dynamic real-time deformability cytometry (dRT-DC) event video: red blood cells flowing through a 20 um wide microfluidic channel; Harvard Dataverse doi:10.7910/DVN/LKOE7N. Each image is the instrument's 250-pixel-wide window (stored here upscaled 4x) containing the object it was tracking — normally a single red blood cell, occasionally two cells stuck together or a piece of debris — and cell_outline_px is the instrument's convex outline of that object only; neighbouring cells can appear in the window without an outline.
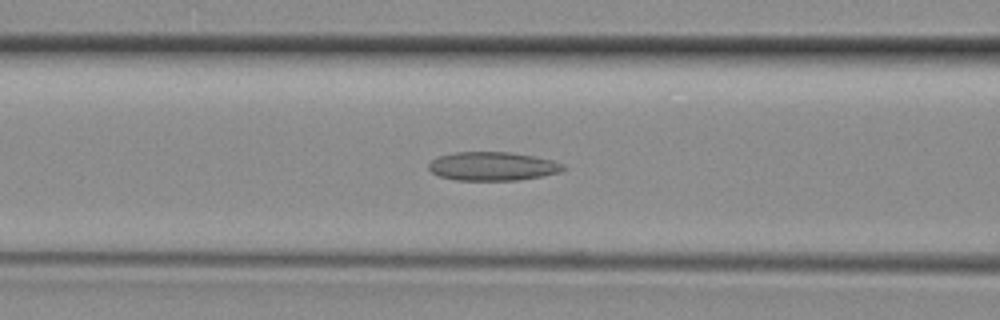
{"species": "common noctule bat (a hibernating species)", "species_latin": "Nyctalus noctula", "temperature_condition": "room temperature", "stored_images_in_passage": 23, "camera_frame_rate_fps": 3000, "um_per_image_px": 0.085, "animal": {"sex": "female", "body_mass_g": 29.2, "forearm_length_mm": 56.3}, "frame": {"image": 1, "passage_image": 5, "time_ms": 1.333, "image_size_px": [1000, 320], "cell_outline_px": [[564, 168], [560, 172], [540, 176], [516, 180], [456, 180], [440, 176], [432, 172], [428, 168], [428, 164], [432, 160], [440, 156], [456, 152], [508, 152], [532, 156], [552, 160], [564, 164]], "centroid_in_image_um": [41.85, 14.13], "position_along_channel_um": 124.7, "area_um2": 22.2}}
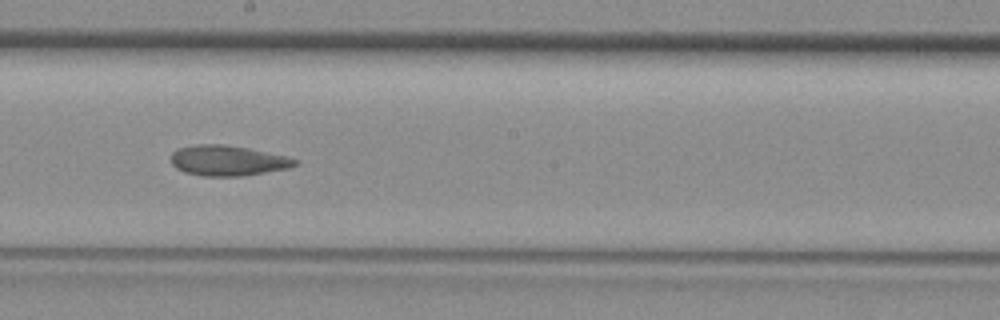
{"frame": {"image": 2, "passage_image": 11, "time_ms": 3.333, "image_size_px": [1000, 320], "cell_outline_px": [[300, 160], [296, 164], [288, 168], [244, 176], [204, 176], [184, 172], [176, 168], [172, 164], [172, 152], [176, 148], [196, 144], [224, 144], [248, 148], [288, 156]], "centroid_in_image_um": [19.36, 13.64], "position_along_channel_um": 228.8, "area_um2": 22.08}}
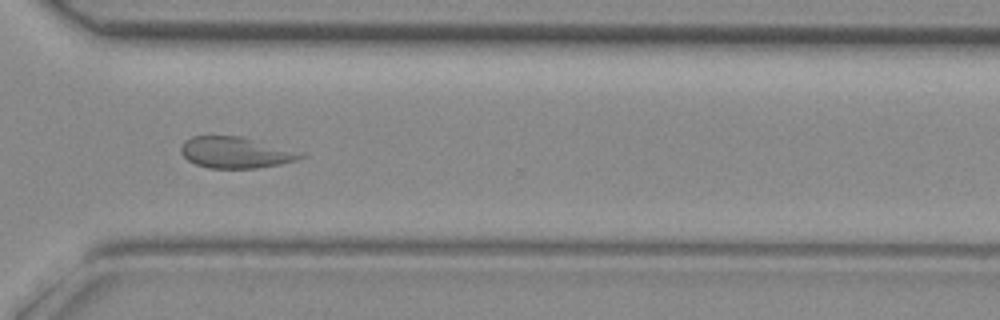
{"frame": {"image": 3, "passage_image": 18, "time_ms": 5.667, "image_size_px": [1000, 320], "cell_outline_px": [[304, 156], [296, 160], [280, 164], [256, 168], [208, 168], [196, 164], [188, 160], [180, 152], [180, 148], [184, 140], [192, 136], [240, 136], [304, 152]], "centroid_in_image_um": [20.02, 12.96], "position_along_channel_um": 350.6, "area_um2": 21.79}}